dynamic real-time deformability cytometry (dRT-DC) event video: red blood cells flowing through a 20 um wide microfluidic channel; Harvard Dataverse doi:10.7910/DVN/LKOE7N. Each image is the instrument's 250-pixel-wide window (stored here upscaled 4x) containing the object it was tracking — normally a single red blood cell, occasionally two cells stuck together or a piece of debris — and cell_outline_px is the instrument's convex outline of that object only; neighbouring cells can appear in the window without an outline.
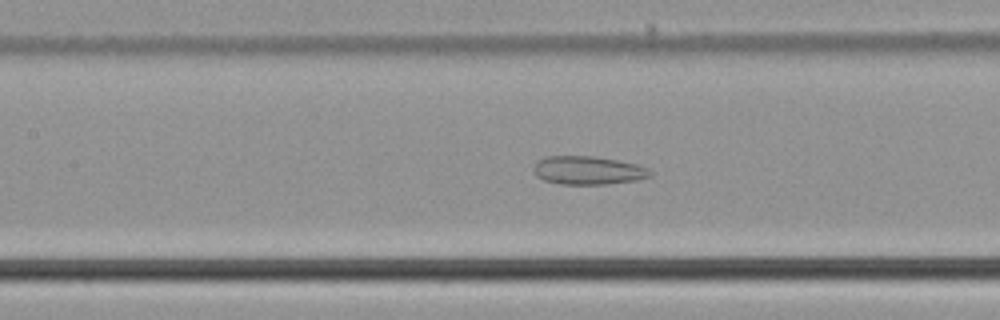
{"species": "common noctule bat (a hibernating species)", "species_latin": "Nyctalus noctula", "temperature_condition": "cold", "stored_images_in_passage": 48, "segment_of_instrument_passage": [1, 2], "camera_frame_rate_fps": 3000, "um_per_image_px": 0.085, "animal": {"sex": "male", "body_mass_g": 21.5, "forearm_length_mm": 52.0}, "frame": {"image": 1, "passage_image": 17, "time_ms": 5.333, "image_size_px": [1000, 320], "cell_outline_px": [[652, 176], [636, 180], [604, 184], [560, 184], [544, 180], [536, 176], [532, 168], [536, 160], [548, 156], [592, 156], [616, 160], [636, 164], [648, 168], [652, 172]], "centroid_in_image_um": [49.95, 14.48], "position_along_channel_um": 157.5, "area_um2": 19.31}}
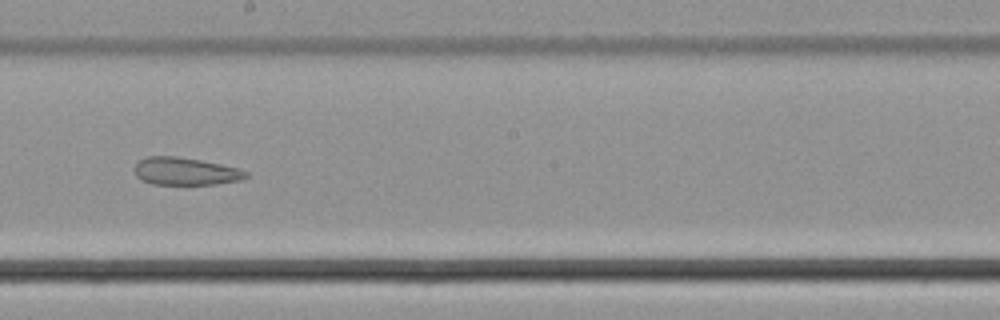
{"frame": {"image": 2, "passage_image": 23, "time_ms": 7.333, "image_size_px": [1000, 320], "cell_outline_px": [[248, 176], [244, 180], [216, 184], [152, 184], [140, 180], [136, 176], [136, 164], [140, 160], [148, 156], [176, 156], [200, 160], [240, 168], [248, 172]], "centroid_in_image_um": [15.81, 14.57], "position_along_channel_um": 232.4, "area_um2": 17.98}}
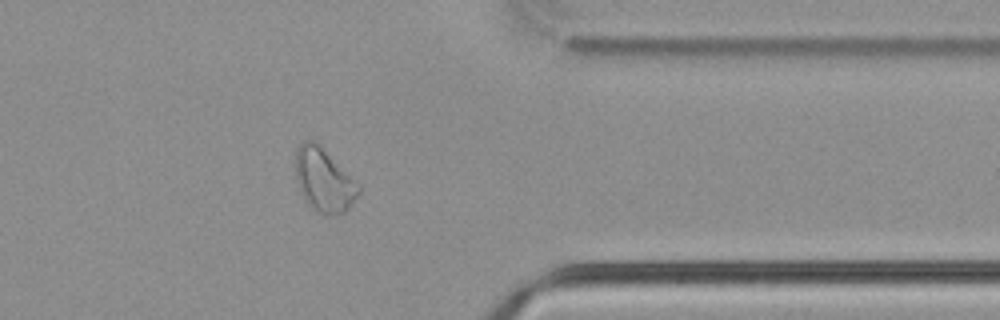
{"frame": {"image": 3, "passage_image": 36, "time_ms": 11.667, "image_size_px": [1000, 320], "cell_outline_px": [[360, 192], [348, 208], [344, 212], [336, 216], [328, 216], [316, 212], [304, 200], [300, 192], [296, 180], [296, 148], [304, 140], [312, 140], [320, 144], [360, 188]], "centroid_in_image_um": [27.49, 15.33], "position_along_channel_um": 383.9, "area_um2": 23.12}}